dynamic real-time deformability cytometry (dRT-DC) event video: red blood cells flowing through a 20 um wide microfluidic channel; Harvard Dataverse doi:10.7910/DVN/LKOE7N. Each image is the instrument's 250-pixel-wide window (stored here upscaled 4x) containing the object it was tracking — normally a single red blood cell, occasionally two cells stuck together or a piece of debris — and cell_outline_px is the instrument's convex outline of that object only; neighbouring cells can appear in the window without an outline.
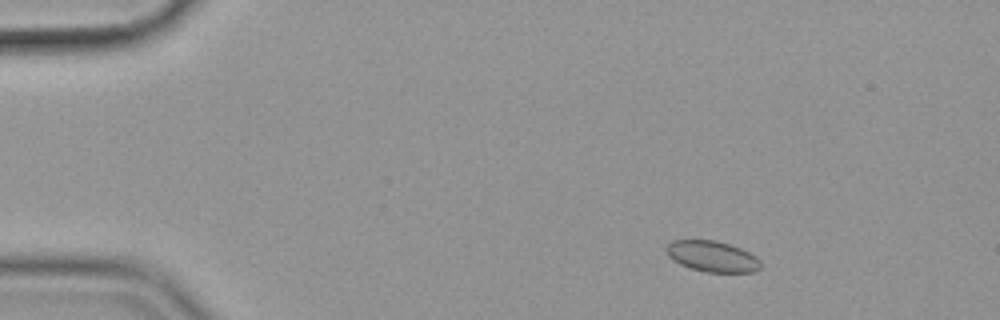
{"species": "common noctule bat (a hibernating species)", "species_latin": "Nyctalus noctula", "temperature_condition": "cold", "stored_images_in_passage": 56, "camera_frame_rate_fps": 3000, "um_per_image_px": 0.085, "animal": {"sex": "female", "body_mass_g": 19.9}, "frame": {"image": 1, "passage_image": 7, "time_ms": 2.0, "image_size_px": [1000, 320], "cell_outline_px": [[760, 268], [756, 272], [708, 272], [692, 268], [680, 264], [668, 256], [664, 248], [672, 240], [716, 240], [740, 248], [756, 256], [760, 260]], "centroid_in_image_um": [60.53, 21.79], "position_along_channel_um": 24.5, "area_um2": 16.94}}
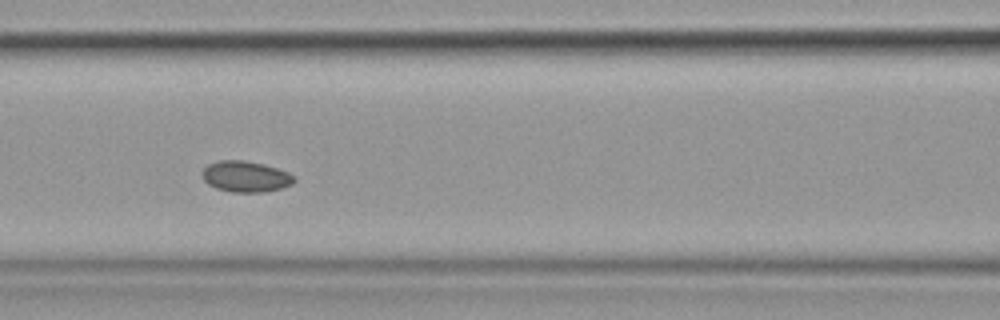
{"frame": {"image": 2, "passage_image": 24, "time_ms": 7.667, "image_size_px": [1000, 320], "cell_outline_px": [[296, 180], [292, 184], [280, 188], [264, 192], [232, 192], [216, 188], [208, 184], [204, 180], [204, 168], [208, 164], [220, 160], [244, 160], [264, 164], [288, 172]], "centroid_in_image_um": [20.88, 15.0], "position_along_channel_um": 145.7, "area_um2": 16.42}}
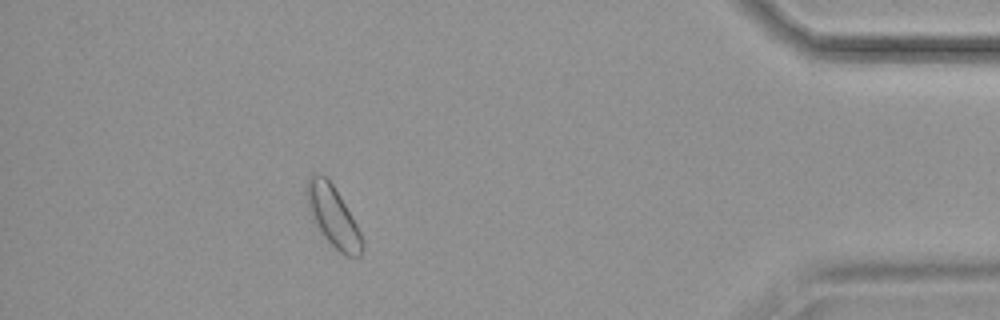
{"frame": {"image": 3, "passage_image": 50, "time_ms": 16.333, "image_size_px": [1000, 320], "cell_outline_px": [[364, 248], [360, 256], [344, 256], [324, 236], [316, 224], [308, 208], [304, 192], [308, 180], [312, 172], [320, 172], [332, 184], [340, 196], [356, 224], [360, 232], [364, 244]], "centroid_in_image_um": [28.29, 18.35], "position_along_channel_um": 406.9, "area_um2": 19.42}, "authors_computed_cell_mechanics": {"area_um2": 16.9065, "velocity_mm_per_s": 3.5355, "shape_relaxation_time_tau1_ms": 0.9186, "shape_relaxation_time_tau2_ms": 5.6179, "deformation_change_tau1": 0.0143, "deformation_change_tau2": 0.0727}}